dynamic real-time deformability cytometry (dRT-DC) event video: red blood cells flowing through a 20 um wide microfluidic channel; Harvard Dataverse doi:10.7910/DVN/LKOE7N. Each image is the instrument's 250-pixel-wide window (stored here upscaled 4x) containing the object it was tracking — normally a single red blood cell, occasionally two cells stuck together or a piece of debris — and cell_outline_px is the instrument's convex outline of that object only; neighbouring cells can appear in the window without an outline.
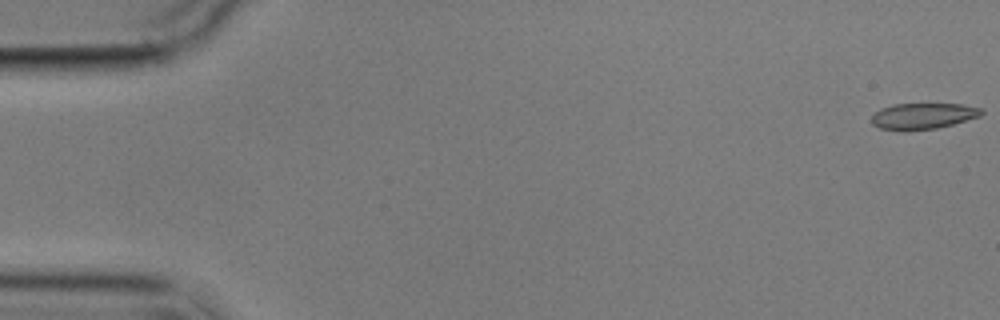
{"species": "common noctule bat (a hibernating species)", "species_latin": "Nyctalus noctula", "temperature_condition": "cold", "stored_images_in_passage": 5, "camera_frame_rate_fps": 3000, "um_per_image_px": 0.085, "animal": {"sex": "male", "body_mass_g": 17.9}, "frame": {"image": 1, "passage_image": 1, "time_ms": 0.0, "image_size_px": [1000, 320], "cell_outline_px": [[984, 112], [980, 116], [952, 124], [936, 128], [904, 132], [880, 128], [872, 124], [872, 116], [880, 108], [892, 104], [964, 104], [984, 108]], "centroid_in_image_um": [78.45, 9.87], "position_along_channel_um": 6.5, "area_um2": 16.94}}
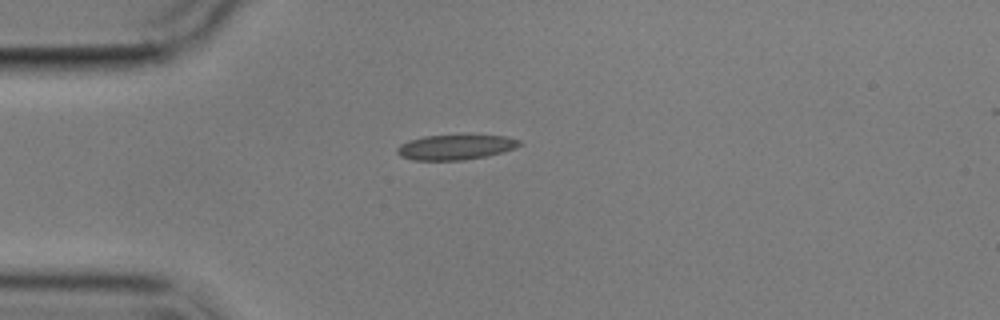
{"frame": {"image": 2, "passage_image": 5, "time_ms": 4.667, "image_size_px": [1000, 320], "cell_outline_px": [[524, 144], [516, 148], [504, 152], [488, 156], [464, 160], [412, 160], [400, 156], [396, 152], [396, 148], [400, 144], [408, 140], [424, 136], [464, 132], [508, 136], [520, 140]], "centroid_in_image_um": [38.79, 12.45], "position_along_channel_um": 46.2, "area_um2": 19.13}}